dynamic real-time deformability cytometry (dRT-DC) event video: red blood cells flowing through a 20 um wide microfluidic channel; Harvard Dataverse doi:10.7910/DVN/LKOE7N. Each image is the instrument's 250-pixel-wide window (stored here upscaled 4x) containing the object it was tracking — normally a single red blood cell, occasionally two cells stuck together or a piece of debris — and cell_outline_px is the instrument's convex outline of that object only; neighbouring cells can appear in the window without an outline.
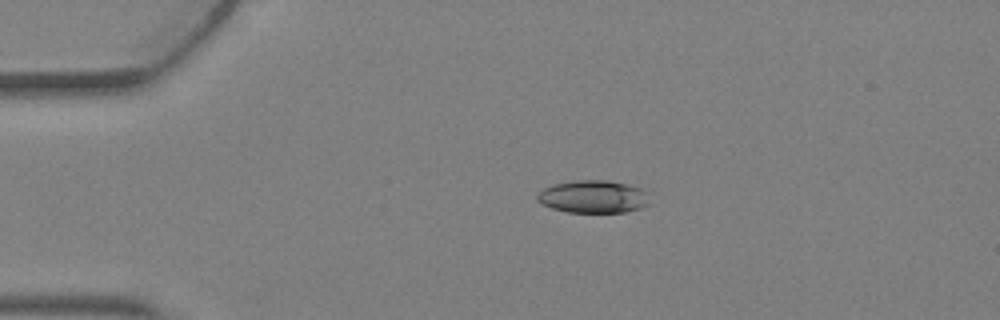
{"species": "Egyptian fruit bat (a non-hibernating species)", "species_latin": "Rousettus aegyptiacus", "temperature_condition": "warm", "stored_images_in_passage": 3, "camera_frame_rate_fps": 3000, "um_per_image_px": 0.085, "animal": {"sex": "female"}, "frame": {"image": 1, "passage_image": 2, "time_ms": 0.333, "image_size_px": [1000, 320], "cell_outline_px": [[652, 204], [644, 208], [624, 212], [568, 212], [552, 208], [540, 204], [536, 200], [536, 196], [544, 188], [552, 184], [576, 180], [608, 180], [644, 188], [652, 192]], "centroid_in_image_um": [50.54, 16.72], "position_along_channel_um": 34.5, "area_um2": 22.14}}